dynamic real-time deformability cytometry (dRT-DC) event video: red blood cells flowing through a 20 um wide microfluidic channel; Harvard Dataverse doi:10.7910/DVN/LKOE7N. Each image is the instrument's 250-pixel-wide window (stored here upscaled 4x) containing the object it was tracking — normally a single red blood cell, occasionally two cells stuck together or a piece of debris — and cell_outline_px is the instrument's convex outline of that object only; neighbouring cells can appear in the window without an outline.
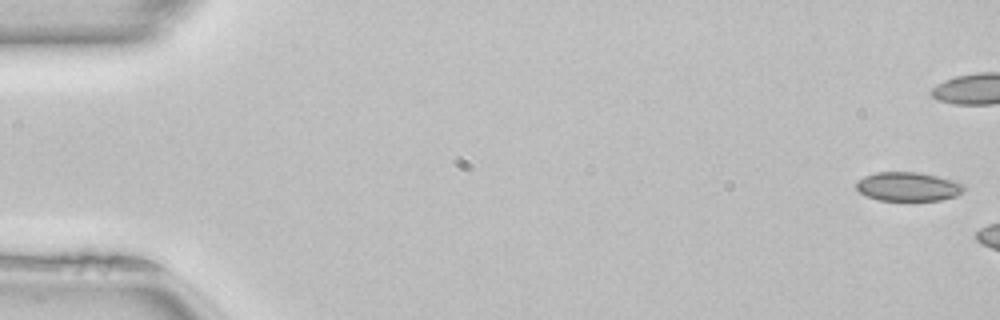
{"species": "common noctule bat (a hibernating species)", "species_latin": "Nyctalus noctula", "temperature_condition": "room temperature", "stored_images_in_passage": 6, "camera_frame_rate_fps": 3000, "um_per_image_px": 0.085, "animal": {"sex": "female", "body_mass_g": 22.7, "forearm_length_mm": 54.2}, "frame": {"image": 1, "passage_image": 1, "time_ms": 0.0, "image_size_px": [1000, 320], "cell_outline_px": [[964, 192], [956, 196], [940, 200], [876, 200], [860, 192], [856, 188], [856, 180], [864, 176], [876, 172], [916, 172], [936, 176], [952, 180], [964, 184]], "centroid_in_image_um": [77.17, 15.86], "position_along_channel_um": 7.8, "area_um2": 18.15}}